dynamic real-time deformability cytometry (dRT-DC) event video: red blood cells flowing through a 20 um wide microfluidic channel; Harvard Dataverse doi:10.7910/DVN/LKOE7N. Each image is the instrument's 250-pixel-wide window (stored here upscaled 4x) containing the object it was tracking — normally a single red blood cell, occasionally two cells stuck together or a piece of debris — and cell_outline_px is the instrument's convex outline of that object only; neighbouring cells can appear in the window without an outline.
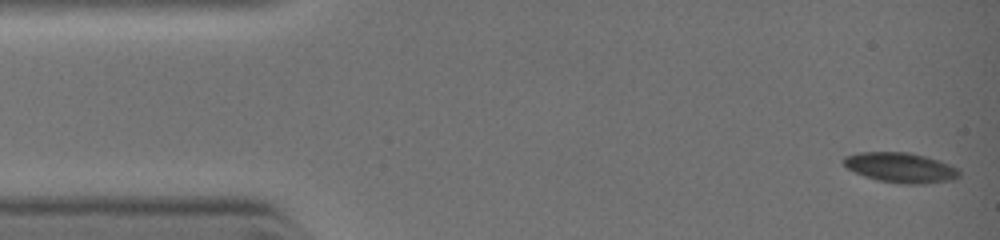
{"species": "common noctule bat (a hibernating species)", "species_latin": "Nyctalus noctula", "temperature_condition": "warm", "stored_images_in_passage": 30, "camera_frame_rate_fps": 3000, "um_per_image_px": 0.085, "animal": {"sex": "female", "body_mass_g": 19.0, "forearm_length_mm": 51.5}, "frame": {"image": 1, "passage_image": 1, "time_ms": 0.0, "image_size_px": [1000, 240], "cell_outline_px": [[960, 176], [956, 180], [924, 184], [908, 184], [880, 180], [864, 176], [848, 168], [844, 164], [844, 156], [856, 152], [908, 152], [940, 160], [960, 168]], "centroid_in_image_um": [76.63, 14.24], "position_along_channel_um": 8.4, "area_um2": 20.35}}
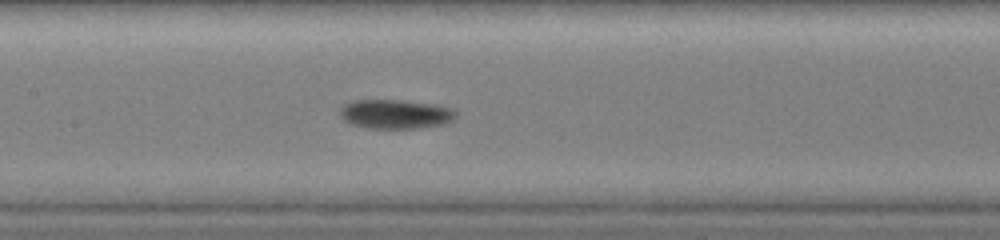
{"frame": {"image": 2, "passage_image": 18, "time_ms": 5.0, "image_size_px": [1000, 240], "cell_outline_px": [[456, 116], [452, 120], [444, 124], [420, 128], [368, 128], [352, 124], [344, 120], [340, 116], [340, 108], [344, 104], [352, 100], [404, 100], [436, 104], [452, 108], [456, 112]], "centroid_in_image_um": [33.62, 9.69], "position_along_channel_um": 173.8, "area_um2": 19.88}}
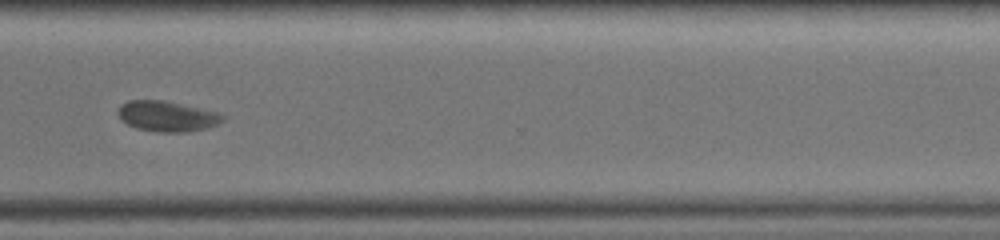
{"frame": {"image": 3, "passage_image": 29, "time_ms": 8.333, "image_size_px": [1000, 240], "cell_outline_px": [[224, 120], [208, 128], [184, 132], [160, 132], [140, 128], [128, 124], [120, 116], [120, 104], [128, 100], [160, 100], [212, 112], [224, 116]], "centroid_in_image_um": [14.18, 9.89], "position_along_channel_um": 356.4, "area_um2": 17.69}}